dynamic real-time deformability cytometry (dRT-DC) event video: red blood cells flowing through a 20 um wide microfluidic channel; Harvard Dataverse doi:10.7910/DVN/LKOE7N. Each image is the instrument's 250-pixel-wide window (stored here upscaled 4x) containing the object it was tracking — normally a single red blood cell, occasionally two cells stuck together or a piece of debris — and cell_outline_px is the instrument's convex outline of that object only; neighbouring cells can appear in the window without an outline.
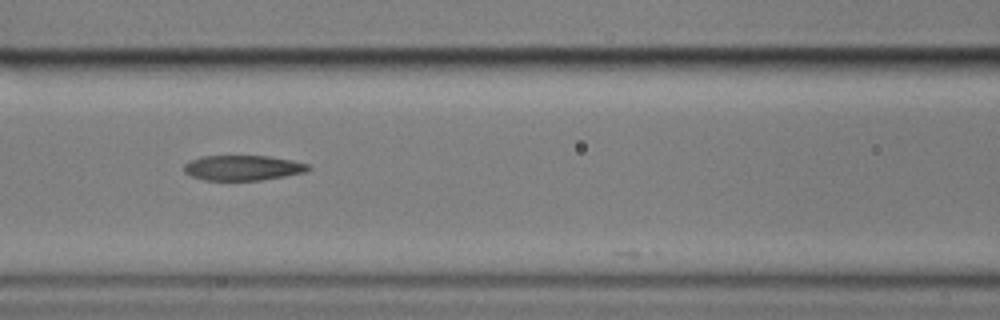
{"species": "common noctule bat (a hibernating species)", "species_latin": "Nyctalus noctula", "temperature_condition": "cold", "stored_images_in_passage": 22, "camera_frame_rate_fps": 3000, "um_per_image_px": 0.085, "animal": {"sex": "male", "body_mass_g": 17.9}, "frame": {"image": 1, "passage_image": 15, "time_ms": 4.667, "image_size_px": [1000, 320], "cell_outline_px": [[312, 168], [304, 172], [284, 176], [260, 180], [204, 180], [192, 176], [184, 172], [184, 164], [200, 156], [268, 156], [292, 160], [308, 164]], "centroid_in_image_um": [20.63, 14.26], "position_along_channel_um": 146.0, "area_um2": 18.09}}
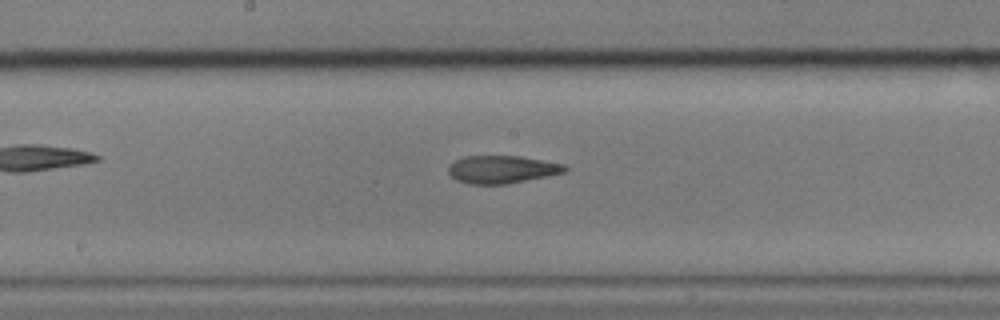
{"frame": {"image": 2, "passage_image": 20, "time_ms": 6.333, "image_size_px": [1000, 320], "cell_outline_px": [[568, 168], [564, 172], [508, 184], [468, 184], [456, 180], [448, 172], [448, 164], [464, 156], [520, 156], [564, 164]], "centroid_in_image_um": [42.62, 14.4], "position_along_channel_um": 205.6, "area_um2": 18.79}}